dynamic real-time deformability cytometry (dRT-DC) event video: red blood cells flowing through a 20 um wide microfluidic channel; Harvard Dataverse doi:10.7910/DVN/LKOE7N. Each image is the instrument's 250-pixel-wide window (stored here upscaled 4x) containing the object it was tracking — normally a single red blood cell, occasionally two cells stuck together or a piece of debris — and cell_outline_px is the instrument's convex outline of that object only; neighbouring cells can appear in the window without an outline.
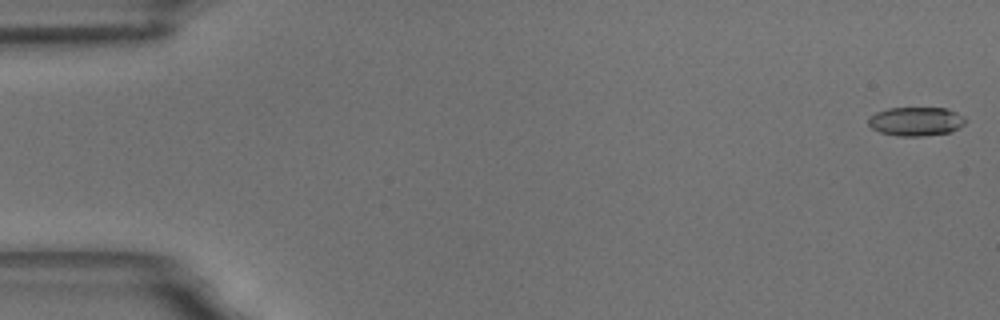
{"species": "common noctule bat (a hibernating species)", "species_latin": "Nyctalus noctula", "temperature_condition": "room temperature", "stored_images_in_passage": 58, "camera_frame_rate_fps": 3000, "um_per_image_px": 0.085, "animal": {"sex": "male", "body_mass_g": 18.8}, "frame": {"image": 1, "passage_image": 1, "time_ms": 0.0, "image_size_px": [1000, 320], "cell_outline_px": [[968, 120], [964, 124], [948, 132], [924, 136], [896, 136], [880, 132], [872, 128], [868, 124], [868, 120], [876, 112], [888, 108], [944, 108], [956, 112], [964, 116]], "centroid_in_image_um": [77.85, 10.32], "position_along_channel_um": 7.1, "area_um2": 16.24}}
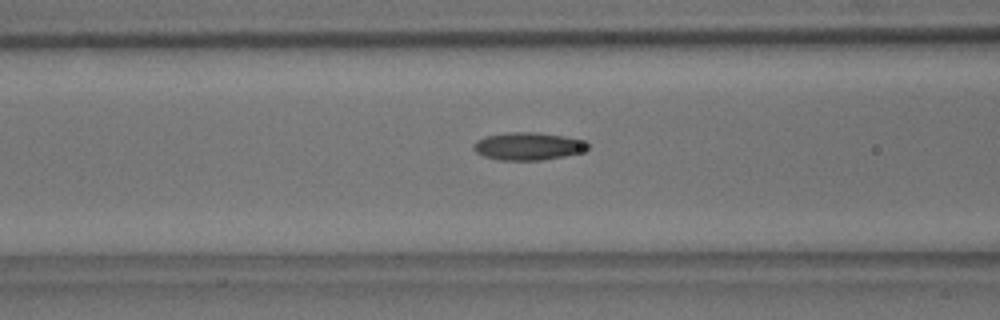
{"frame": {"image": 2, "passage_image": 23, "time_ms": 7.333, "image_size_px": [1000, 320], "cell_outline_px": [[588, 148], [584, 152], [544, 160], [496, 160], [484, 156], [476, 152], [472, 148], [472, 144], [476, 140], [484, 136], [508, 132], [536, 132], [564, 136], [584, 140], [588, 144]], "centroid_in_image_um": [44.86, 12.43], "position_along_channel_um": 121.7, "area_um2": 18.67}}
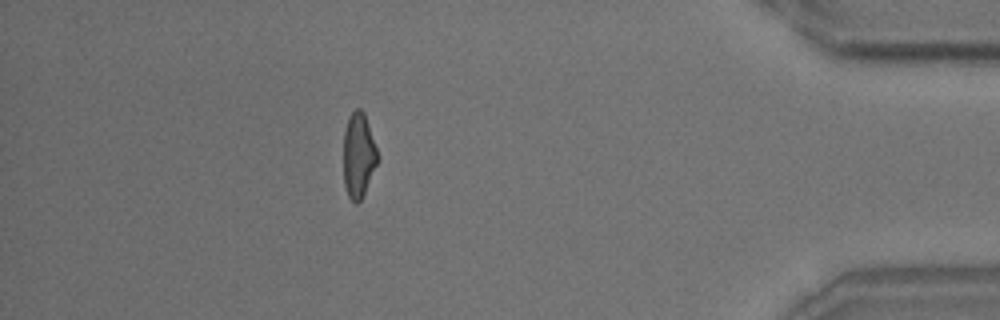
{"frame": {"image": 3, "passage_image": 51, "time_ms": 16.667, "image_size_px": [1000, 320], "cell_outline_px": [[376, 164], [364, 192], [360, 200], [356, 204], [348, 196], [344, 184], [344, 132], [348, 116], [356, 108], [360, 108], [364, 112], [376, 148]], "centroid_in_image_um": [30.44, 13.16], "position_along_channel_um": 404.8, "area_um2": 16.36}, "authors_computed_cell_mechanics": {"area_um2": 17.34, "velocity_mm_per_s": 3.5244, "shape_relaxation_time_tau1_ms": 9.7764, "shape_relaxation_time_tau2_ms": 2.7168, "deformation_change_tau1": 0.2293, "deformation_change_tau2": 0.1028}}